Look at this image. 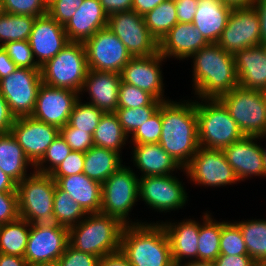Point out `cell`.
<instances>
[{"label": "cell", "instance_id": "6da1fadb", "mask_svg": "<svg viewBox=\"0 0 266 266\" xmlns=\"http://www.w3.org/2000/svg\"><path fill=\"white\" fill-rule=\"evenodd\" d=\"M162 133L159 144L184 168L199 149L196 99L161 104Z\"/></svg>", "mask_w": 266, "mask_h": 266}, {"label": "cell", "instance_id": "7a4b0ae2", "mask_svg": "<svg viewBox=\"0 0 266 266\" xmlns=\"http://www.w3.org/2000/svg\"><path fill=\"white\" fill-rule=\"evenodd\" d=\"M192 87L196 98H219L239 86L234 55L217 43H210L195 52Z\"/></svg>", "mask_w": 266, "mask_h": 266}, {"label": "cell", "instance_id": "3957f363", "mask_svg": "<svg viewBox=\"0 0 266 266\" xmlns=\"http://www.w3.org/2000/svg\"><path fill=\"white\" fill-rule=\"evenodd\" d=\"M120 251L132 266H175L170 241L160 220L125 225Z\"/></svg>", "mask_w": 266, "mask_h": 266}, {"label": "cell", "instance_id": "277c9868", "mask_svg": "<svg viewBox=\"0 0 266 266\" xmlns=\"http://www.w3.org/2000/svg\"><path fill=\"white\" fill-rule=\"evenodd\" d=\"M56 182L50 174L33 170L17 184L19 215L39 228L68 229L53 213Z\"/></svg>", "mask_w": 266, "mask_h": 266}, {"label": "cell", "instance_id": "5b68a950", "mask_svg": "<svg viewBox=\"0 0 266 266\" xmlns=\"http://www.w3.org/2000/svg\"><path fill=\"white\" fill-rule=\"evenodd\" d=\"M124 224L103 213H88L77 225L68 229V243L74 249L99 258L120 250Z\"/></svg>", "mask_w": 266, "mask_h": 266}, {"label": "cell", "instance_id": "8992f818", "mask_svg": "<svg viewBox=\"0 0 266 266\" xmlns=\"http://www.w3.org/2000/svg\"><path fill=\"white\" fill-rule=\"evenodd\" d=\"M196 114L200 147L223 150L244 137L218 98H197Z\"/></svg>", "mask_w": 266, "mask_h": 266}, {"label": "cell", "instance_id": "52a82bcc", "mask_svg": "<svg viewBox=\"0 0 266 266\" xmlns=\"http://www.w3.org/2000/svg\"><path fill=\"white\" fill-rule=\"evenodd\" d=\"M139 175L130 166L122 165L104 183L100 213L119 219L124 225L145 223L130 220L129 213L139 200Z\"/></svg>", "mask_w": 266, "mask_h": 266}, {"label": "cell", "instance_id": "ba28073f", "mask_svg": "<svg viewBox=\"0 0 266 266\" xmlns=\"http://www.w3.org/2000/svg\"><path fill=\"white\" fill-rule=\"evenodd\" d=\"M40 70L42 83L80 93L89 70L84 44L69 42Z\"/></svg>", "mask_w": 266, "mask_h": 266}, {"label": "cell", "instance_id": "9c48e42d", "mask_svg": "<svg viewBox=\"0 0 266 266\" xmlns=\"http://www.w3.org/2000/svg\"><path fill=\"white\" fill-rule=\"evenodd\" d=\"M244 136L266 139V102L261 90L233 88L218 98Z\"/></svg>", "mask_w": 266, "mask_h": 266}, {"label": "cell", "instance_id": "30bf717a", "mask_svg": "<svg viewBox=\"0 0 266 266\" xmlns=\"http://www.w3.org/2000/svg\"><path fill=\"white\" fill-rule=\"evenodd\" d=\"M183 172L190 178V182L205 188L224 187L239 182L222 150L199 147Z\"/></svg>", "mask_w": 266, "mask_h": 266}, {"label": "cell", "instance_id": "8fae6325", "mask_svg": "<svg viewBox=\"0 0 266 266\" xmlns=\"http://www.w3.org/2000/svg\"><path fill=\"white\" fill-rule=\"evenodd\" d=\"M107 27L121 40L132 57L151 56L159 52V42L148 30L143 16L134 10L110 14Z\"/></svg>", "mask_w": 266, "mask_h": 266}, {"label": "cell", "instance_id": "7c38bea8", "mask_svg": "<svg viewBox=\"0 0 266 266\" xmlns=\"http://www.w3.org/2000/svg\"><path fill=\"white\" fill-rule=\"evenodd\" d=\"M183 185L174 174L139 177V200L161 213L182 209L189 197Z\"/></svg>", "mask_w": 266, "mask_h": 266}, {"label": "cell", "instance_id": "4fadbf2b", "mask_svg": "<svg viewBox=\"0 0 266 266\" xmlns=\"http://www.w3.org/2000/svg\"><path fill=\"white\" fill-rule=\"evenodd\" d=\"M42 84L41 70L18 67L0 80V94L16 117L31 116Z\"/></svg>", "mask_w": 266, "mask_h": 266}, {"label": "cell", "instance_id": "5bb4252c", "mask_svg": "<svg viewBox=\"0 0 266 266\" xmlns=\"http://www.w3.org/2000/svg\"><path fill=\"white\" fill-rule=\"evenodd\" d=\"M88 69L121 74L132 56L121 40L108 28H102L84 43Z\"/></svg>", "mask_w": 266, "mask_h": 266}, {"label": "cell", "instance_id": "9a60e30c", "mask_svg": "<svg viewBox=\"0 0 266 266\" xmlns=\"http://www.w3.org/2000/svg\"><path fill=\"white\" fill-rule=\"evenodd\" d=\"M260 43V20L254 6L233 7L217 44L234 55L237 51Z\"/></svg>", "mask_w": 266, "mask_h": 266}, {"label": "cell", "instance_id": "2e32d148", "mask_svg": "<svg viewBox=\"0 0 266 266\" xmlns=\"http://www.w3.org/2000/svg\"><path fill=\"white\" fill-rule=\"evenodd\" d=\"M79 98L80 93L74 90L51 87L42 83L31 117L58 128L64 127Z\"/></svg>", "mask_w": 266, "mask_h": 266}, {"label": "cell", "instance_id": "e0dca14e", "mask_svg": "<svg viewBox=\"0 0 266 266\" xmlns=\"http://www.w3.org/2000/svg\"><path fill=\"white\" fill-rule=\"evenodd\" d=\"M10 132L35 166L59 135V128L31 116H23L15 119Z\"/></svg>", "mask_w": 266, "mask_h": 266}, {"label": "cell", "instance_id": "ac0fdd59", "mask_svg": "<svg viewBox=\"0 0 266 266\" xmlns=\"http://www.w3.org/2000/svg\"><path fill=\"white\" fill-rule=\"evenodd\" d=\"M166 59L158 52L151 56L132 57L123 67L121 80L149 92L160 101L171 100L164 95L162 62ZM165 98H164V97Z\"/></svg>", "mask_w": 266, "mask_h": 266}, {"label": "cell", "instance_id": "d6986e66", "mask_svg": "<svg viewBox=\"0 0 266 266\" xmlns=\"http://www.w3.org/2000/svg\"><path fill=\"white\" fill-rule=\"evenodd\" d=\"M28 41L40 67L56 56L69 43L64 26L60 25L48 13L36 17Z\"/></svg>", "mask_w": 266, "mask_h": 266}, {"label": "cell", "instance_id": "ffe728a7", "mask_svg": "<svg viewBox=\"0 0 266 266\" xmlns=\"http://www.w3.org/2000/svg\"><path fill=\"white\" fill-rule=\"evenodd\" d=\"M68 244V229L39 228L30 224L24 258L30 266L58 261Z\"/></svg>", "mask_w": 266, "mask_h": 266}, {"label": "cell", "instance_id": "44dd1931", "mask_svg": "<svg viewBox=\"0 0 266 266\" xmlns=\"http://www.w3.org/2000/svg\"><path fill=\"white\" fill-rule=\"evenodd\" d=\"M261 139L244 136L222 150L239 182L253 176L264 177L263 146L258 142Z\"/></svg>", "mask_w": 266, "mask_h": 266}, {"label": "cell", "instance_id": "7402d4cb", "mask_svg": "<svg viewBox=\"0 0 266 266\" xmlns=\"http://www.w3.org/2000/svg\"><path fill=\"white\" fill-rule=\"evenodd\" d=\"M168 235L171 256L175 266L186 262H197L198 236L201 221L195 219H183L182 221L160 222ZM185 259H187L185 261ZM184 260V261H183Z\"/></svg>", "mask_w": 266, "mask_h": 266}, {"label": "cell", "instance_id": "603a6c76", "mask_svg": "<svg viewBox=\"0 0 266 266\" xmlns=\"http://www.w3.org/2000/svg\"><path fill=\"white\" fill-rule=\"evenodd\" d=\"M210 43L192 23L178 22L160 41L159 53L167 60H188Z\"/></svg>", "mask_w": 266, "mask_h": 266}, {"label": "cell", "instance_id": "cb8c5ba5", "mask_svg": "<svg viewBox=\"0 0 266 266\" xmlns=\"http://www.w3.org/2000/svg\"><path fill=\"white\" fill-rule=\"evenodd\" d=\"M121 74L89 69L80 95L88 92L89 103L105 112H115L118 108ZM85 91V92H84Z\"/></svg>", "mask_w": 266, "mask_h": 266}, {"label": "cell", "instance_id": "d4e9b609", "mask_svg": "<svg viewBox=\"0 0 266 266\" xmlns=\"http://www.w3.org/2000/svg\"><path fill=\"white\" fill-rule=\"evenodd\" d=\"M107 25L108 15L103 10L100 0H83L64 29L69 42L84 43Z\"/></svg>", "mask_w": 266, "mask_h": 266}, {"label": "cell", "instance_id": "484cf974", "mask_svg": "<svg viewBox=\"0 0 266 266\" xmlns=\"http://www.w3.org/2000/svg\"><path fill=\"white\" fill-rule=\"evenodd\" d=\"M133 165L139 169L141 176H159L175 174L183 168L161 147L154 144H132ZM178 169V170H177Z\"/></svg>", "mask_w": 266, "mask_h": 266}, {"label": "cell", "instance_id": "4316f807", "mask_svg": "<svg viewBox=\"0 0 266 266\" xmlns=\"http://www.w3.org/2000/svg\"><path fill=\"white\" fill-rule=\"evenodd\" d=\"M234 60L239 87L266 89V58L260 45L237 51Z\"/></svg>", "mask_w": 266, "mask_h": 266}, {"label": "cell", "instance_id": "83f0119b", "mask_svg": "<svg viewBox=\"0 0 266 266\" xmlns=\"http://www.w3.org/2000/svg\"><path fill=\"white\" fill-rule=\"evenodd\" d=\"M232 10L223 0H198L192 24L209 43H217Z\"/></svg>", "mask_w": 266, "mask_h": 266}, {"label": "cell", "instance_id": "f1b7e54d", "mask_svg": "<svg viewBox=\"0 0 266 266\" xmlns=\"http://www.w3.org/2000/svg\"><path fill=\"white\" fill-rule=\"evenodd\" d=\"M56 185L77 202L87 213H100L102 184L84 173L66 177H52Z\"/></svg>", "mask_w": 266, "mask_h": 266}, {"label": "cell", "instance_id": "f546056e", "mask_svg": "<svg viewBox=\"0 0 266 266\" xmlns=\"http://www.w3.org/2000/svg\"><path fill=\"white\" fill-rule=\"evenodd\" d=\"M29 166L34 170L12 133H0V169L18 184L32 173H27Z\"/></svg>", "mask_w": 266, "mask_h": 266}, {"label": "cell", "instance_id": "4dcf8cb0", "mask_svg": "<svg viewBox=\"0 0 266 266\" xmlns=\"http://www.w3.org/2000/svg\"><path fill=\"white\" fill-rule=\"evenodd\" d=\"M121 157L114 150L93 145L85 152L83 173L102 184L123 165Z\"/></svg>", "mask_w": 266, "mask_h": 266}, {"label": "cell", "instance_id": "1f68e13d", "mask_svg": "<svg viewBox=\"0 0 266 266\" xmlns=\"http://www.w3.org/2000/svg\"><path fill=\"white\" fill-rule=\"evenodd\" d=\"M208 210L203 212L198 236V263H213L220 255V237L222 232V222L212 218Z\"/></svg>", "mask_w": 266, "mask_h": 266}, {"label": "cell", "instance_id": "d6a6232c", "mask_svg": "<svg viewBox=\"0 0 266 266\" xmlns=\"http://www.w3.org/2000/svg\"><path fill=\"white\" fill-rule=\"evenodd\" d=\"M128 139L115 112H105L93 133L94 146L111 149L119 154L126 142H129Z\"/></svg>", "mask_w": 266, "mask_h": 266}, {"label": "cell", "instance_id": "836d02e7", "mask_svg": "<svg viewBox=\"0 0 266 266\" xmlns=\"http://www.w3.org/2000/svg\"><path fill=\"white\" fill-rule=\"evenodd\" d=\"M30 223L21 217L0 225V253L24 257Z\"/></svg>", "mask_w": 266, "mask_h": 266}, {"label": "cell", "instance_id": "e575fe53", "mask_svg": "<svg viewBox=\"0 0 266 266\" xmlns=\"http://www.w3.org/2000/svg\"><path fill=\"white\" fill-rule=\"evenodd\" d=\"M234 222L240 227L248 255L255 262H266V219Z\"/></svg>", "mask_w": 266, "mask_h": 266}, {"label": "cell", "instance_id": "d590c367", "mask_svg": "<svg viewBox=\"0 0 266 266\" xmlns=\"http://www.w3.org/2000/svg\"><path fill=\"white\" fill-rule=\"evenodd\" d=\"M145 25L159 42L177 23L174 0H165L144 16Z\"/></svg>", "mask_w": 266, "mask_h": 266}, {"label": "cell", "instance_id": "8d00e7d4", "mask_svg": "<svg viewBox=\"0 0 266 266\" xmlns=\"http://www.w3.org/2000/svg\"><path fill=\"white\" fill-rule=\"evenodd\" d=\"M35 20L34 16L2 12L0 14V46L6 42L28 40Z\"/></svg>", "mask_w": 266, "mask_h": 266}, {"label": "cell", "instance_id": "74e56055", "mask_svg": "<svg viewBox=\"0 0 266 266\" xmlns=\"http://www.w3.org/2000/svg\"><path fill=\"white\" fill-rule=\"evenodd\" d=\"M53 213L68 229L80 223L88 214L67 192L61 190L57 185L55 186Z\"/></svg>", "mask_w": 266, "mask_h": 266}, {"label": "cell", "instance_id": "f35d334b", "mask_svg": "<svg viewBox=\"0 0 266 266\" xmlns=\"http://www.w3.org/2000/svg\"><path fill=\"white\" fill-rule=\"evenodd\" d=\"M163 101L155 99L150 105L137 108H117L115 113L123 131L128 137L131 135L160 108Z\"/></svg>", "mask_w": 266, "mask_h": 266}, {"label": "cell", "instance_id": "ab89813d", "mask_svg": "<svg viewBox=\"0 0 266 266\" xmlns=\"http://www.w3.org/2000/svg\"><path fill=\"white\" fill-rule=\"evenodd\" d=\"M103 114L104 112L96 106L82 102L80 97L75 103L67 124L93 135Z\"/></svg>", "mask_w": 266, "mask_h": 266}, {"label": "cell", "instance_id": "60d3db41", "mask_svg": "<svg viewBox=\"0 0 266 266\" xmlns=\"http://www.w3.org/2000/svg\"><path fill=\"white\" fill-rule=\"evenodd\" d=\"M220 254L248 255L240 227L231 221H222Z\"/></svg>", "mask_w": 266, "mask_h": 266}, {"label": "cell", "instance_id": "b9f144b4", "mask_svg": "<svg viewBox=\"0 0 266 266\" xmlns=\"http://www.w3.org/2000/svg\"><path fill=\"white\" fill-rule=\"evenodd\" d=\"M71 152L72 149L59 134L47 148V151L42 159L34 166V171L43 174H50L67 158Z\"/></svg>", "mask_w": 266, "mask_h": 266}, {"label": "cell", "instance_id": "7bdbcfd3", "mask_svg": "<svg viewBox=\"0 0 266 266\" xmlns=\"http://www.w3.org/2000/svg\"><path fill=\"white\" fill-rule=\"evenodd\" d=\"M162 133L161 106L153 116L144 122L131 136L129 143L154 144L159 143Z\"/></svg>", "mask_w": 266, "mask_h": 266}, {"label": "cell", "instance_id": "ee69618b", "mask_svg": "<svg viewBox=\"0 0 266 266\" xmlns=\"http://www.w3.org/2000/svg\"><path fill=\"white\" fill-rule=\"evenodd\" d=\"M156 98L149 92L121 81L118 108H137L150 105Z\"/></svg>", "mask_w": 266, "mask_h": 266}, {"label": "cell", "instance_id": "f6af8a7d", "mask_svg": "<svg viewBox=\"0 0 266 266\" xmlns=\"http://www.w3.org/2000/svg\"><path fill=\"white\" fill-rule=\"evenodd\" d=\"M3 12L40 17L48 13V0H1Z\"/></svg>", "mask_w": 266, "mask_h": 266}, {"label": "cell", "instance_id": "bcb514c9", "mask_svg": "<svg viewBox=\"0 0 266 266\" xmlns=\"http://www.w3.org/2000/svg\"><path fill=\"white\" fill-rule=\"evenodd\" d=\"M11 60L20 68L40 69L28 40L6 42L2 46Z\"/></svg>", "mask_w": 266, "mask_h": 266}, {"label": "cell", "instance_id": "7dc6e473", "mask_svg": "<svg viewBox=\"0 0 266 266\" xmlns=\"http://www.w3.org/2000/svg\"><path fill=\"white\" fill-rule=\"evenodd\" d=\"M59 134L72 151H88L93 145V135L66 124L59 128Z\"/></svg>", "mask_w": 266, "mask_h": 266}, {"label": "cell", "instance_id": "c3c4849f", "mask_svg": "<svg viewBox=\"0 0 266 266\" xmlns=\"http://www.w3.org/2000/svg\"><path fill=\"white\" fill-rule=\"evenodd\" d=\"M82 3L83 0H48V14L65 26Z\"/></svg>", "mask_w": 266, "mask_h": 266}, {"label": "cell", "instance_id": "681fc988", "mask_svg": "<svg viewBox=\"0 0 266 266\" xmlns=\"http://www.w3.org/2000/svg\"><path fill=\"white\" fill-rule=\"evenodd\" d=\"M99 259L93 254L78 251L68 244L58 263L60 266H98Z\"/></svg>", "mask_w": 266, "mask_h": 266}, {"label": "cell", "instance_id": "f907efd6", "mask_svg": "<svg viewBox=\"0 0 266 266\" xmlns=\"http://www.w3.org/2000/svg\"><path fill=\"white\" fill-rule=\"evenodd\" d=\"M85 153L72 151L51 173V177H66L83 173Z\"/></svg>", "mask_w": 266, "mask_h": 266}, {"label": "cell", "instance_id": "816d5d0a", "mask_svg": "<svg viewBox=\"0 0 266 266\" xmlns=\"http://www.w3.org/2000/svg\"><path fill=\"white\" fill-rule=\"evenodd\" d=\"M19 217L17 192H0V225Z\"/></svg>", "mask_w": 266, "mask_h": 266}, {"label": "cell", "instance_id": "f5cc1de1", "mask_svg": "<svg viewBox=\"0 0 266 266\" xmlns=\"http://www.w3.org/2000/svg\"><path fill=\"white\" fill-rule=\"evenodd\" d=\"M175 5L178 22L193 23L198 0H175Z\"/></svg>", "mask_w": 266, "mask_h": 266}, {"label": "cell", "instance_id": "db71d44e", "mask_svg": "<svg viewBox=\"0 0 266 266\" xmlns=\"http://www.w3.org/2000/svg\"><path fill=\"white\" fill-rule=\"evenodd\" d=\"M256 262L249 255L220 254L213 262L214 266H254Z\"/></svg>", "mask_w": 266, "mask_h": 266}, {"label": "cell", "instance_id": "11a10c76", "mask_svg": "<svg viewBox=\"0 0 266 266\" xmlns=\"http://www.w3.org/2000/svg\"><path fill=\"white\" fill-rule=\"evenodd\" d=\"M16 117L11 113L6 100L0 94V133H7L11 131Z\"/></svg>", "mask_w": 266, "mask_h": 266}, {"label": "cell", "instance_id": "9f6ffc18", "mask_svg": "<svg viewBox=\"0 0 266 266\" xmlns=\"http://www.w3.org/2000/svg\"><path fill=\"white\" fill-rule=\"evenodd\" d=\"M103 10L110 14L132 10L133 0H100Z\"/></svg>", "mask_w": 266, "mask_h": 266}, {"label": "cell", "instance_id": "6f0895ef", "mask_svg": "<svg viewBox=\"0 0 266 266\" xmlns=\"http://www.w3.org/2000/svg\"><path fill=\"white\" fill-rule=\"evenodd\" d=\"M98 266H132L125 255L120 251L107 254L99 259Z\"/></svg>", "mask_w": 266, "mask_h": 266}, {"label": "cell", "instance_id": "680465c9", "mask_svg": "<svg viewBox=\"0 0 266 266\" xmlns=\"http://www.w3.org/2000/svg\"><path fill=\"white\" fill-rule=\"evenodd\" d=\"M17 68V65L11 60L5 49L0 46V80L8 77Z\"/></svg>", "mask_w": 266, "mask_h": 266}, {"label": "cell", "instance_id": "91938a15", "mask_svg": "<svg viewBox=\"0 0 266 266\" xmlns=\"http://www.w3.org/2000/svg\"><path fill=\"white\" fill-rule=\"evenodd\" d=\"M165 0H133L132 10L139 15L144 16L147 12L152 11L156 6Z\"/></svg>", "mask_w": 266, "mask_h": 266}, {"label": "cell", "instance_id": "94428289", "mask_svg": "<svg viewBox=\"0 0 266 266\" xmlns=\"http://www.w3.org/2000/svg\"><path fill=\"white\" fill-rule=\"evenodd\" d=\"M253 6L258 12L260 20L261 42H265L266 41V0H255Z\"/></svg>", "mask_w": 266, "mask_h": 266}, {"label": "cell", "instance_id": "6125c7cd", "mask_svg": "<svg viewBox=\"0 0 266 266\" xmlns=\"http://www.w3.org/2000/svg\"><path fill=\"white\" fill-rule=\"evenodd\" d=\"M0 266H30L24 257L0 253Z\"/></svg>", "mask_w": 266, "mask_h": 266}, {"label": "cell", "instance_id": "be15d7a7", "mask_svg": "<svg viewBox=\"0 0 266 266\" xmlns=\"http://www.w3.org/2000/svg\"><path fill=\"white\" fill-rule=\"evenodd\" d=\"M17 183L0 169V192H16Z\"/></svg>", "mask_w": 266, "mask_h": 266}, {"label": "cell", "instance_id": "e7e4bbea", "mask_svg": "<svg viewBox=\"0 0 266 266\" xmlns=\"http://www.w3.org/2000/svg\"><path fill=\"white\" fill-rule=\"evenodd\" d=\"M233 7L252 6L255 0H223Z\"/></svg>", "mask_w": 266, "mask_h": 266}, {"label": "cell", "instance_id": "03108f58", "mask_svg": "<svg viewBox=\"0 0 266 266\" xmlns=\"http://www.w3.org/2000/svg\"><path fill=\"white\" fill-rule=\"evenodd\" d=\"M178 266H214L213 263H198V262H186Z\"/></svg>", "mask_w": 266, "mask_h": 266}, {"label": "cell", "instance_id": "003e7915", "mask_svg": "<svg viewBox=\"0 0 266 266\" xmlns=\"http://www.w3.org/2000/svg\"><path fill=\"white\" fill-rule=\"evenodd\" d=\"M33 266H60L58 261H52V262H46V263H40Z\"/></svg>", "mask_w": 266, "mask_h": 266}, {"label": "cell", "instance_id": "a7ac6f4b", "mask_svg": "<svg viewBox=\"0 0 266 266\" xmlns=\"http://www.w3.org/2000/svg\"><path fill=\"white\" fill-rule=\"evenodd\" d=\"M263 167H264V177H266V148H263Z\"/></svg>", "mask_w": 266, "mask_h": 266}, {"label": "cell", "instance_id": "89a4df30", "mask_svg": "<svg viewBox=\"0 0 266 266\" xmlns=\"http://www.w3.org/2000/svg\"><path fill=\"white\" fill-rule=\"evenodd\" d=\"M259 45L261 46L262 50L264 51V56L266 58V41L261 42Z\"/></svg>", "mask_w": 266, "mask_h": 266}, {"label": "cell", "instance_id": "2644e50d", "mask_svg": "<svg viewBox=\"0 0 266 266\" xmlns=\"http://www.w3.org/2000/svg\"><path fill=\"white\" fill-rule=\"evenodd\" d=\"M254 266H266V262H256Z\"/></svg>", "mask_w": 266, "mask_h": 266}, {"label": "cell", "instance_id": "8c879c8a", "mask_svg": "<svg viewBox=\"0 0 266 266\" xmlns=\"http://www.w3.org/2000/svg\"><path fill=\"white\" fill-rule=\"evenodd\" d=\"M262 93H263V96H264L265 102H266V89L265 90H262Z\"/></svg>", "mask_w": 266, "mask_h": 266}, {"label": "cell", "instance_id": "753ad0ef", "mask_svg": "<svg viewBox=\"0 0 266 266\" xmlns=\"http://www.w3.org/2000/svg\"><path fill=\"white\" fill-rule=\"evenodd\" d=\"M3 12L2 10V1L0 0V14Z\"/></svg>", "mask_w": 266, "mask_h": 266}]
</instances>
